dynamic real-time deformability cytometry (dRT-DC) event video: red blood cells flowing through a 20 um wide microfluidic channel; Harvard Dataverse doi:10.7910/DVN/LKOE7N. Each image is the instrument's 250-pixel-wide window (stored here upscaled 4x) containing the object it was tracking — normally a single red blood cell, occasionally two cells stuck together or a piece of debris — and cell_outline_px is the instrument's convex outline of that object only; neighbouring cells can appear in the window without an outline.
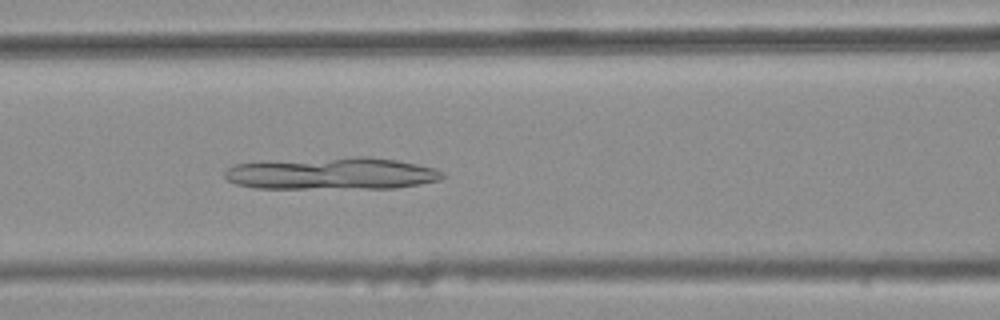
{"species": "common noctule bat (a hibernating species)", "species_latin": "Nyctalus noctula", "temperature_condition": "warm", "stored_images_in_passage": 38, "camera_frame_rate_fps": 3000, "um_per_image_px": 0.085, "animal": {"sex": "female", "body_mass_g": 25.1}, "frame": {"image": 1, "passage_image": 15, "time_ms": 4.667, "image_size_px": [1000, 320], "cell_outline_px": [[444, 176], [440, 180], [420, 184], [396, 188], [256, 188], [236, 184], [228, 180], [224, 176], [224, 172], [228, 168], [236, 164], [264, 160], [356, 156], [368, 156], [396, 160], [436, 168], [444, 172]], "centroid_in_image_um": [28.2, 14.73], "position_along_channel_um": 138.4, "area_um2": 41.38}}
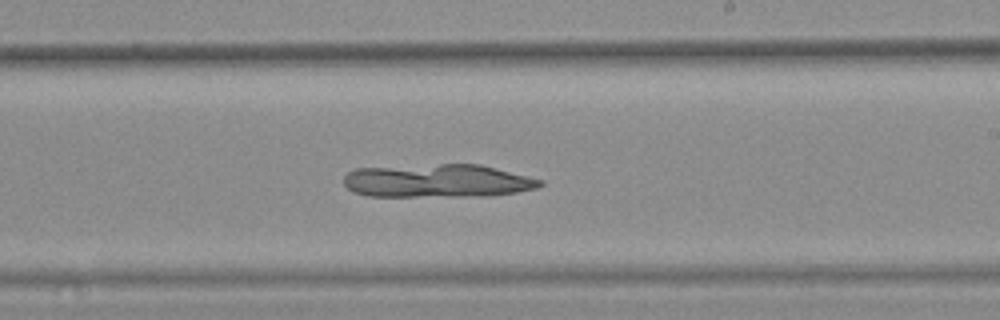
{"frame": {"image": 2, "passage_image": 24, "time_ms": 7.667, "image_size_px": [1000, 320], "cell_outline_px": [[544, 184], [536, 188], [516, 192], [488, 196], [368, 196], [356, 192], [348, 188], [344, 184], [344, 176], [348, 172], [356, 168], [440, 164], [480, 164], [544, 180]], "centroid_in_image_um": [37.21, 15.37], "position_along_channel_um": 251.8, "area_um2": 38.03}}
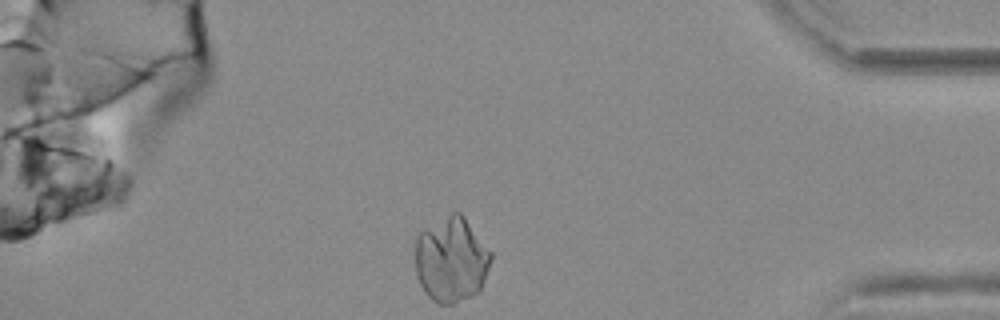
{"frame": {"image": 3, "passage_image": 38, "time_ms": 12.333, "image_size_px": [1000, 320], "cell_outline_px": [[492, 256], [480, 292], [452, 304], [436, 304], [424, 292], [416, 276], [416, 236], [420, 232], [452, 212], [460, 212], [464, 216], [492, 252]], "centroid_in_image_um": [38.36, 22.09], "position_along_channel_um": 396.8, "area_um2": 37.57}}